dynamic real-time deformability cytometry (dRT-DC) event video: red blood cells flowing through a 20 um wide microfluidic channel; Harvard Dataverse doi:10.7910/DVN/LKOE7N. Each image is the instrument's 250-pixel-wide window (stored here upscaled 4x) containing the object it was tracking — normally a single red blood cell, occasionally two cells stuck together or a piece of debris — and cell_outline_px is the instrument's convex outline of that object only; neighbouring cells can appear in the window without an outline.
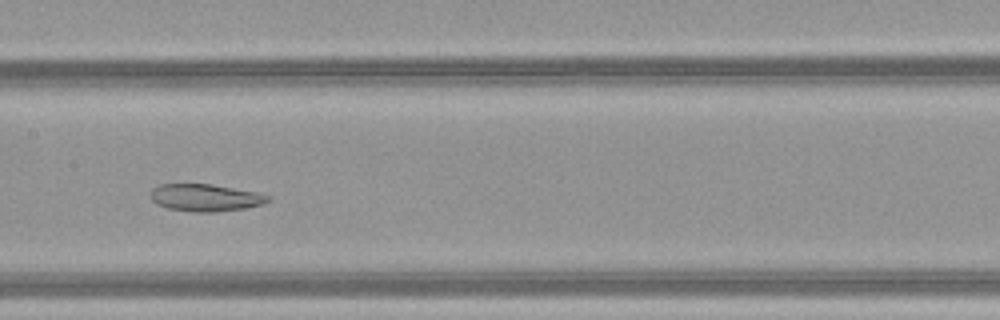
{"species": "common noctule bat (a hibernating species)", "species_latin": "Nyctalus noctula", "temperature_condition": "warm", "stored_images_in_passage": 47, "camera_frame_rate_fps": 3000, "um_per_image_px": 0.085, "animal": {"sex": "female", "body_mass_g": 21.9}, "frame": {"image": 1, "passage_image": 23, "time_ms": 7.333, "image_size_px": [1000, 320], "cell_outline_px": [[272, 200], [264, 204], [244, 208], [216, 212], [192, 212], [168, 208], [156, 204], [152, 200], [152, 188], [160, 184], [212, 184], [256, 192], [272, 196]], "centroid_in_image_um": [17.5, 16.8], "position_along_channel_um": 189.9, "area_um2": 18.73}}
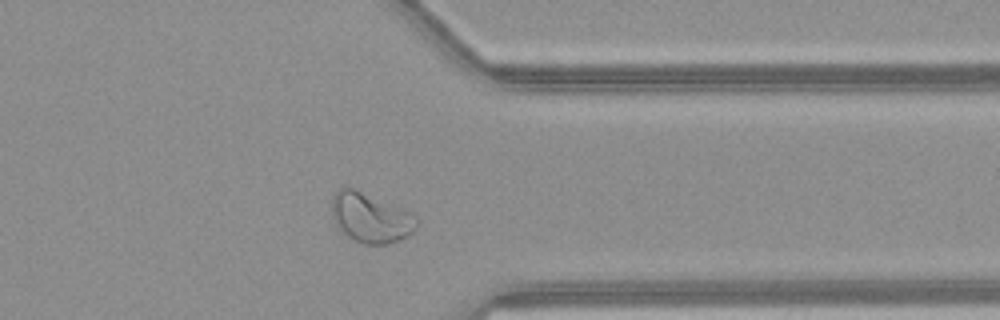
{"frame": {"image": 2, "passage_image": 37, "time_ms": 12.0, "image_size_px": [1000, 320], "cell_outline_px": [[416, 228], [408, 236], [384, 244], [364, 244], [352, 240], [336, 224], [332, 216], [332, 196], [344, 184], [400, 208], [408, 212], [416, 220]], "centroid_in_image_um": [31.43, 18.5], "position_along_channel_um": 380.0, "area_um2": 24.04}}
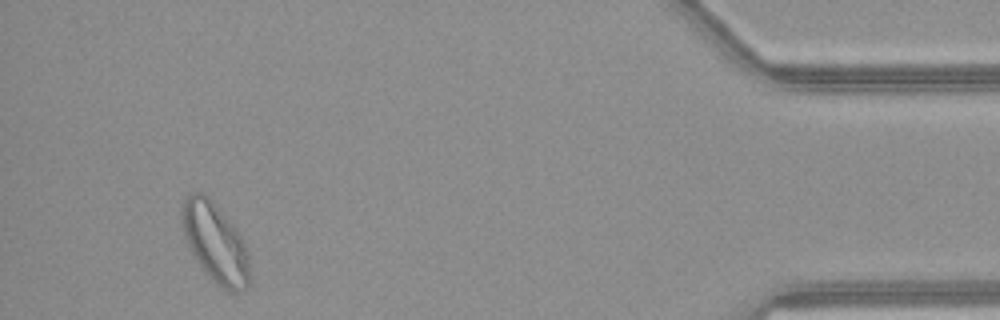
{"frame": {"image": 3, "passage_image": 44, "time_ms": 14.333, "image_size_px": [1000, 320], "cell_outline_px": [[252, 276], [248, 288], [236, 292], [232, 292], [224, 288], [200, 264], [192, 252], [184, 236], [180, 220], [180, 208], [184, 200], [192, 192], [204, 192], [208, 196], [232, 224], [240, 236], [244, 244], [248, 256]], "centroid_in_image_um": [18.3, 20.59], "position_along_channel_um": 416.9, "area_um2": 30.92}, "authors_computed_cell_mechanics": {"area_um2": 26.5302, "velocity_mm_per_s": 4.1451, "shape_relaxation_time_tau1_ms": null, "shape_relaxation_time_tau2_ms": 3.9344, "deformation_change_tau1": null, "deformation_change_tau2": 0.0894}}